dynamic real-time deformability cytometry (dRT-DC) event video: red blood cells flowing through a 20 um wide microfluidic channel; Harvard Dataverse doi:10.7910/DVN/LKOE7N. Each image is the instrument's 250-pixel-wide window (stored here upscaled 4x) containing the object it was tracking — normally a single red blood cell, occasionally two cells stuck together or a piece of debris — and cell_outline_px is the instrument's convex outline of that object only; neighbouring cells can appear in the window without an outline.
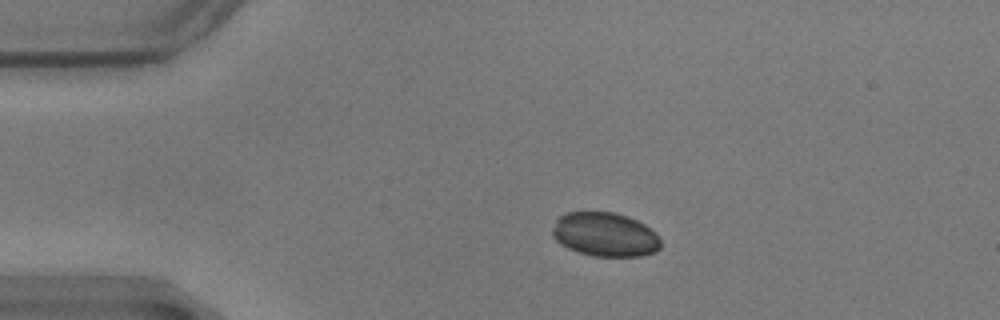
{"species": "common noctule bat (a hibernating species)", "species_latin": "Nyctalus noctula", "temperature_condition": "warm", "stored_images_in_passage": 47, "camera_frame_rate_fps": 3000, "um_per_image_px": 0.085, "animal": {"sex": "male", "body_mass_g": 17.9}, "frame": {"image": 1, "passage_image": 1, "time_ms": 0.0, "image_size_px": [1000, 320], "cell_outline_px": [[660, 248], [656, 252], [640, 256], [592, 256], [568, 248], [560, 244], [552, 236], [552, 228], [556, 220], [564, 212], [612, 212], [628, 216], [652, 228], [656, 232], [660, 240]], "centroid_in_image_um": [51.43, 19.93], "position_along_channel_um": 33.6, "area_um2": 27.98}}
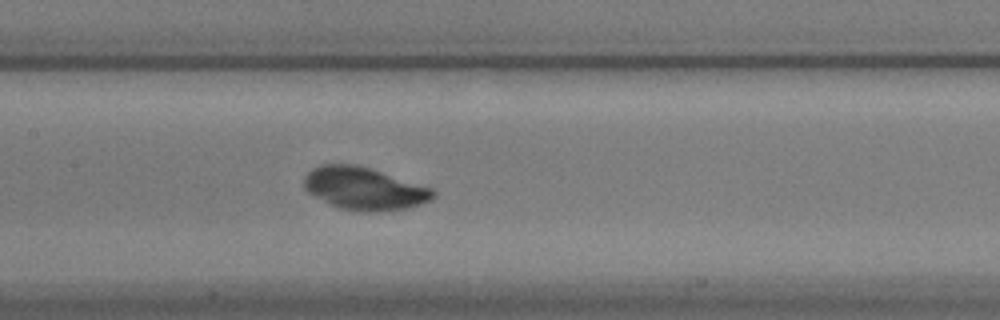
{"frame": {"image": 2, "passage_image": 17, "time_ms": 5.333, "image_size_px": [1000, 320], "cell_outline_px": [[436, 196], [432, 200], [408, 208], [376, 212], [360, 212], [340, 208], [308, 192], [304, 188], [304, 176], [312, 168], [320, 164], [356, 164], [432, 188], [436, 192]], "centroid_in_image_um": [30.97, 16.03], "position_along_channel_um": 176.4, "area_um2": 31.91}}
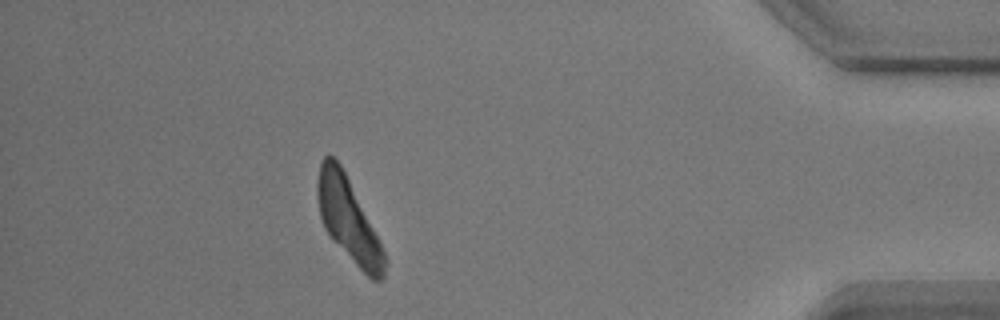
{"frame": {"image": 3, "passage_image": 41, "time_ms": 13.333, "image_size_px": [1000, 320], "cell_outline_px": [[388, 264], [384, 276], [380, 280], [372, 280], [332, 240], [324, 228], [320, 216], [316, 196], [316, 180], [320, 164], [324, 156], [328, 152], [340, 164], [388, 260]], "centroid_in_image_um": [29.57, 18.67], "position_along_channel_um": 405.6, "area_um2": 31.79}}